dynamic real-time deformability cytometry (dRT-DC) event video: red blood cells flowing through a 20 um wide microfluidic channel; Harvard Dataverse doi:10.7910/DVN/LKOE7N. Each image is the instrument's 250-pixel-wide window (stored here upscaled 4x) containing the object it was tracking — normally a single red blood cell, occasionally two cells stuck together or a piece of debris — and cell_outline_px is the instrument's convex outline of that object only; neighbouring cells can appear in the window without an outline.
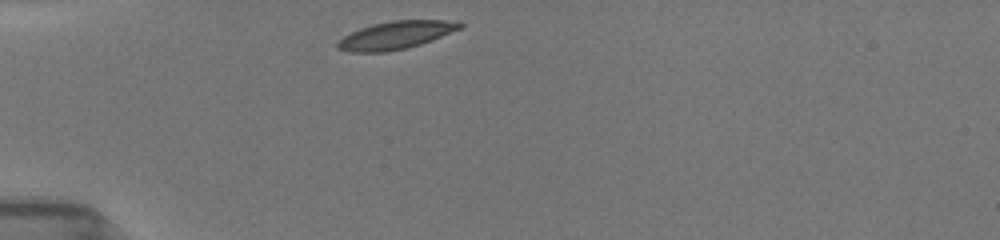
{"species": "common noctule bat (a hibernating species)", "species_latin": "Nyctalus noctula", "temperature_condition": "room temperature", "stored_images_in_passage": 1, "camera_frame_rate_fps": 3000, "um_per_image_px": 0.085, "animal": {"sex": "female", "body_mass_g": 19.5, "forearm_length_mm": 54.1}, "frame": {"image": 1, "passage_image": 1, "time_ms": 0.0, "image_size_px": [1000, 240], "cell_outline_px": [[464, 24], [460, 28], [432, 40], [420, 44], [388, 52], [348, 52], [336, 48], [336, 44], [344, 36], [360, 28], [372, 24], [392, 20], [460, 20]], "centroid_in_image_um": [33.64, 2.98], "position_along_channel_um": 51.4, "area_um2": 19.83}}